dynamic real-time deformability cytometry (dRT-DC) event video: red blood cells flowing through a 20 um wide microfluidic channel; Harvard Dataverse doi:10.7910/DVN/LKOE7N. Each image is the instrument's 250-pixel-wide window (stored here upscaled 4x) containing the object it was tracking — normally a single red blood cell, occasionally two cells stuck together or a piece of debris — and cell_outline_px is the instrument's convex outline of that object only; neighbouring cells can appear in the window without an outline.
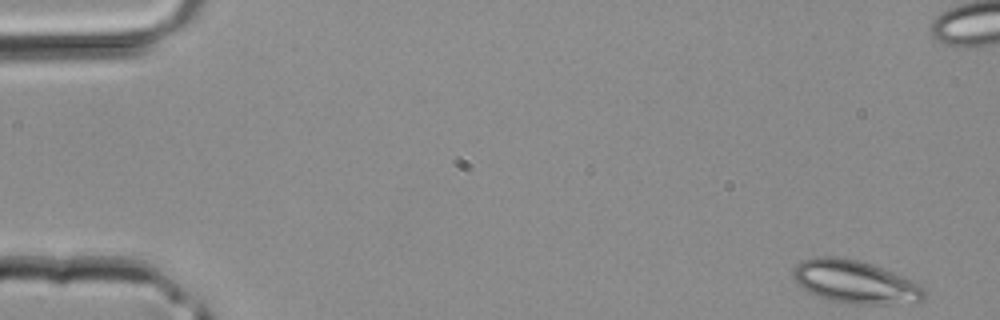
{"species": "common noctule bat (a hibernating species)", "species_latin": "Nyctalus noctula", "temperature_condition": "room temperature", "stored_images_in_passage": 40, "camera_frame_rate_fps": 3000, "um_per_image_px": 0.085, "animal": {"sex": "male", "body_mass_g": 20.4}, "frame": {"image": 1, "passage_image": 1, "time_ms": 0.0, "image_size_px": [1000, 320], "cell_outline_px": [[928, 296], [924, 300], [876, 304], [860, 304], [832, 300], [820, 296], [800, 288], [792, 276], [792, 268], [800, 260], [816, 256], [836, 256], [856, 260], [872, 264], [904, 276], [920, 284], [928, 292]], "centroid_in_image_um": [72.66, 23.93], "position_along_channel_um": 12.3, "area_um2": 32.83}}
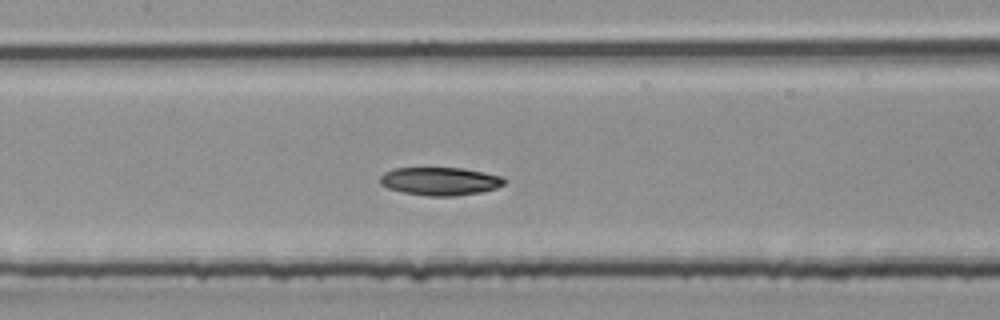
{"frame": {"image": 2, "passage_image": 19, "time_ms": 6.0, "image_size_px": [1000, 320], "cell_outline_px": [[508, 180], [504, 184], [496, 188], [480, 192], [452, 196], [428, 196], [404, 192], [388, 188], [380, 184], [380, 176], [384, 172], [392, 168], [464, 168], [484, 172], [500, 176]], "centroid_in_image_um": [37.4, 15.39], "position_along_channel_um": 170.0, "area_um2": 20.35}}
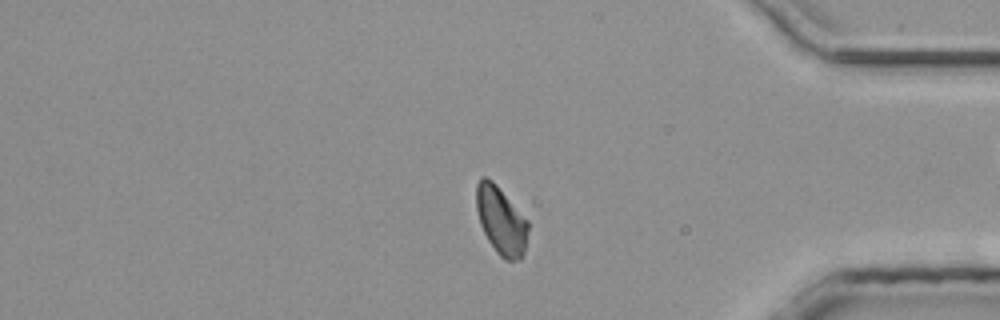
{"frame": {"image": 3, "passage_image": 34, "time_ms": 11.0, "image_size_px": [1000, 320], "cell_outline_px": [[528, 228], [524, 252], [520, 260], [504, 260], [496, 252], [488, 240], [480, 224], [476, 208], [476, 184], [480, 176], [484, 176], [492, 180], [496, 184], [528, 220]], "centroid_in_image_um": [42.57, 18.73], "position_along_channel_um": 392.6, "area_um2": 20.52}}